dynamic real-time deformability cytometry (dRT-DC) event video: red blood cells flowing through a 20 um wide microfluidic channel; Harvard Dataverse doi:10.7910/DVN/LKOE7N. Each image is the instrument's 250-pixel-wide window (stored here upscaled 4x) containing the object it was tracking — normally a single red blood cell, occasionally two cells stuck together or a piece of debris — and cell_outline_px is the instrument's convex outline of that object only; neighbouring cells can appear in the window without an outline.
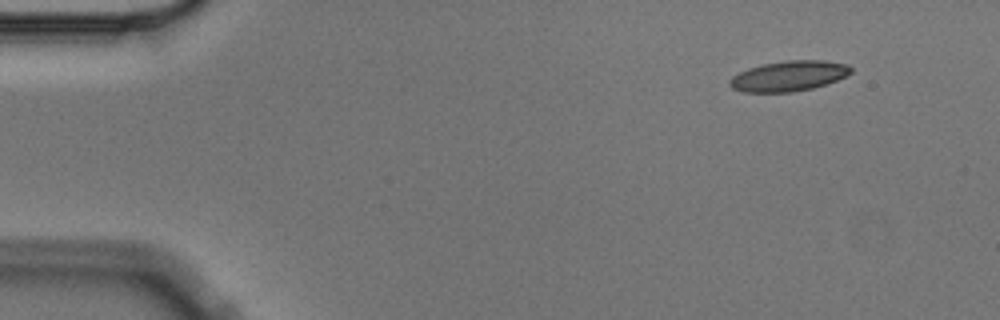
{"species": "Egyptian fruit bat (a non-hibernating species)", "species_latin": "Rousettus aegyptiacus", "temperature_condition": "cold", "stored_images_in_passage": 3, "segment_of_instrument_passage": [2, 2], "camera_frame_rate_fps": 3000, "um_per_image_px": 0.085, "animal": {"sex": "male"}, "frame": {"image": 1, "passage_image": 3, "time_ms": 0.667, "image_size_px": [1000, 320], "cell_outline_px": [[852, 72], [836, 80], [812, 88], [792, 92], [744, 92], [732, 88], [728, 84], [728, 80], [732, 76], [748, 68], [764, 64], [788, 60], [824, 60], [848, 64], [852, 68]], "centroid_in_image_um": [67.03, 6.46], "position_along_channel_um": 18.0, "area_um2": 21.33}}